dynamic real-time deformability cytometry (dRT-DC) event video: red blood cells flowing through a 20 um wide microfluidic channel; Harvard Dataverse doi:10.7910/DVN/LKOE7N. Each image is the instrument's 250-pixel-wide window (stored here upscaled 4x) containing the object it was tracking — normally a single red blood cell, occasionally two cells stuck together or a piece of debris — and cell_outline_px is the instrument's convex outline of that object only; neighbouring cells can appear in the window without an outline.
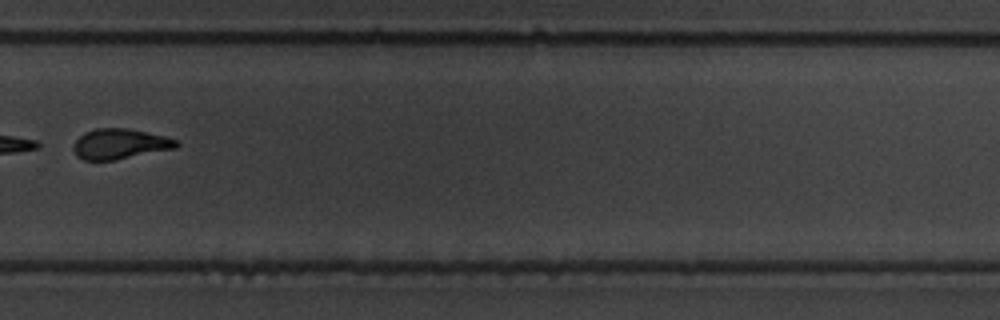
{"species": "common noctule bat (a hibernating species)", "species_latin": "Nyctalus noctula", "temperature_condition": "warm", "stored_images_in_passage": 14, "camera_frame_rate_fps": 3000, "um_per_image_px": 0.085, "animal": {"sex": "male", "body_mass_g": 19.5, "forearm_length_mm": 54.6}, "frame": {"image": 1, "passage_image": 10, "time_ms": 12.0, "image_size_px": [1000, 320], "cell_outline_px": [[180, 144], [176, 148], [116, 160], [84, 160], [76, 156], [72, 148], [76, 140], [84, 132], [96, 128], [128, 128], [164, 136], [176, 140]], "centroid_in_image_um": [10.17, 12.24], "position_along_channel_um": 319.6, "area_um2": 18.21}, "authors_computed_cell_mechanics": {"area_um2": 18.5538, "velocity_mm_per_s": 3.3733, "shape_relaxation_time_tau1_ms": 1.128, "shape_relaxation_time_tau2_ms": 1.5344, "deformation_change_tau1": 0.3047, "deformation_change_tau2": 0.1084}}